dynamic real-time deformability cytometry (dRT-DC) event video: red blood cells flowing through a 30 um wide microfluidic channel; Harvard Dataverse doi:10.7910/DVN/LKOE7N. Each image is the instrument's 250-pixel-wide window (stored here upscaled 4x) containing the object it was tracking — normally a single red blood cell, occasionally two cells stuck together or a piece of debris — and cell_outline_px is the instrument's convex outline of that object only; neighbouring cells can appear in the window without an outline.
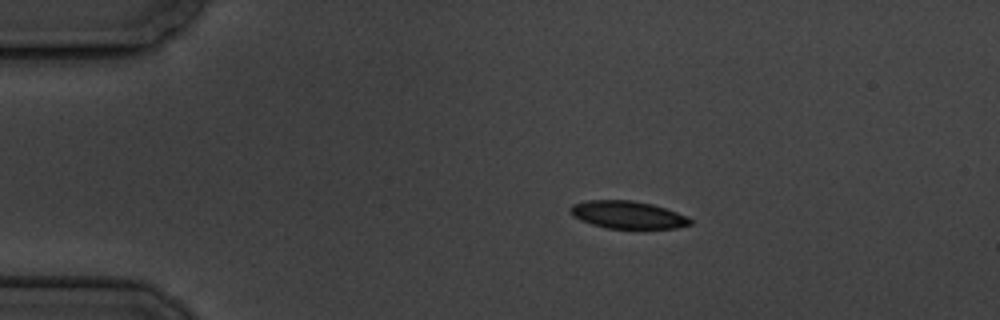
{"species": "common noctule bat (a hibernating species)", "species_latin": "Nyctalus noctula", "temperature_condition": "cold", "stored_images_in_passage": 5, "camera_frame_rate_fps": 3000, "um_per_image_px": 0.085, "animal": {"sex": "male", "body_mass_g": 19.5, "forearm_length_mm": 54.6}, "frame": {"image": 1, "passage_image": 3, "time_ms": 2.333, "image_size_px": [1000, 320], "cell_outline_px": [[692, 224], [676, 228], [608, 228], [592, 224], [580, 220], [572, 216], [568, 212], [568, 208], [572, 204], [588, 200], [632, 200], [652, 204], [688, 216], [692, 220]], "centroid_in_image_um": [53.32, 18.25], "position_along_channel_um": 31.7, "area_um2": 19.31}}